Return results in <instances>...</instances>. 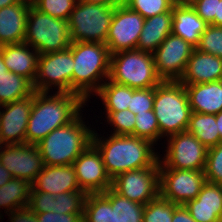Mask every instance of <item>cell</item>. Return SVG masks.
Segmentation results:
<instances>
[{
    "mask_svg": "<svg viewBox=\"0 0 222 222\" xmlns=\"http://www.w3.org/2000/svg\"><path fill=\"white\" fill-rule=\"evenodd\" d=\"M2 46H3V45H2V43L0 42V51H1V49H2Z\"/></svg>",
    "mask_w": 222,
    "mask_h": 222,
    "instance_id": "obj_53",
    "label": "cell"
},
{
    "mask_svg": "<svg viewBox=\"0 0 222 222\" xmlns=\"http://www.w3.org/2000/svg\"><path fill=\"white\" fill-rule=\"evenodd\" d=\"M172 6H184L190 3V0H167Z\"/></svg>",
    "mask_w": 222,
    "mask_h": 222,
    "instance_id": "obj_50",
    "label": "cell"
},
{
    "mask_svg": "<svg viewBox=\"0 0 222 222\" xmlns=\"http://www.w3.org/2000/svg\"><path fill=\"white\" fill-rule=\"evenodd\" d=\"M135 118L134 136L148 139L157 145L160 142V130L154 111L137 113Z\"/></svg>",
    "mask_w": 222,
    "mask_h": 222,
    "instance_id": "obj_34",
    "label": "cell"
},
{
    "mask_svg": "<svg viewBox=\"0 0 222 222\" xmlns=\"http://www.w3.org/2000/svg\"><path fill=\"white\" fill-rule=\"evenodd\" d=\"M144 20L125 4L116 6L105 43L110 54L137 49Z\"/></svg>",
    "mask_w": 222,
    "mask_h": 222,
    "instance_id": "obj_14",
    "label": "cell"
},
{
    "mask_svg": "<svg viewBox=\"0 0 222 222\" xmlns=\"http://www.w3.org/2000/svg\"><path fill=\"white\" fill-rule=\"evenodd\" d=\"M105 114L106 123L110 125L113 135H133L135 127V114L130 110H124L119 112H103ZM113 131V132H112Z\"/></svg>",
    "mask_w": 222,
    "mask_h": 222,
    "instance_id": "obj_35",
    "label": "cell"
},
{
    "mask_svg": "<svg viewBox=\"0 0 222 222\" xmlns=\"http://www.w3.org/2000/svg\"><path fill=\"white\" fill-rule=\"evenodd\" d=\"M219 80H222V58L195 48L179 82L193 85Z\"/></svg>",
    "mask_w": 222,
    "mask_h": 222,
    "instance_id": "obj_19",
    "label": "cell"
},
{
    "mask_svg": "<svg viewBox=\"0 0 222 222\" xmlns=\"http://www.w3.org/2000/svg\"><path fill=\"white\" fill-rule=\"evenodd\" d=\"M204 172L207 182L222 185V142L208 149Z\"/></svg>",
    "mask_w": 222,
    "mask_h": 222,
    "instance_id": "obj_39",
    "label": "cell"
},
{
    "mask_svg": "<svg viewBox=\"0 0 222 222\" xmlns=\"http://www.w3.org/2000/svg\"><path fill=\"white\" fill-rule=\"evenodd\" d=\"M86 195L84 191L57 194L53 201L52 212L59 214L83 213Z\"/></svg>",
    "mask_w": 222,
    "mask_h": 222,
    "instance_id": "obj_33",
    "label": "cell"
},
{
    "mask_svg": "<svg viewBox=\"0 0 222 222\" xmlns=\"http://www.w3.org/2000/svg\"><path fill=\"white\" fill-rule=\"evenodd\" d=\"M21 0H0V9L6 6L13 5L15 3H19Z\"/></svg>",
    "mask_w": 222,
    "mask_h": 222,
    "instance_id": "obj_51",
    "label": "cell"
},
{
    "mask_svg": "<svg viewBox=\"0 0 222 222\" xmlns=\"http://www.w3.org/2000/svg\"><path fill=\"white\" fill-rule=\"evenodd\" d=\"M205 182L204 171L170 169L159 161L160 196L174 204L194 200Z\"/></svg>",
    "mask_w": 222,
    "mask_h": 222,
    "instance_id": "obj_11",
    "label": "cell"
},
{
    "mask_svg": "<svg viewBox=\"0 0 222 222\" xmlns=\"http://www.w3.org/2000/svg\"><path fill=\"white\" fill-rule=\"evenodd\" d=\"M196 49L222 58V26L207 25Z\"/></svg>",
    "mask_w": 222,
    "mask_h": 222,
    "instance_id": "obj_37",
    "label": "cell"
},
{
    "mask_svg": "<svg viewBox=\"0 0 222 222\" xmlns=\"http://www.w3.org/2000/svg\"><path fill=\"white\" fill-rule=\"evenodd\" d=\"M12 177L9 171L0 163V187L6 184Z\"/></svg>",
    "mask_w": 222,
    "mask_h": 222,
    "instance_id": "obj_47",
    "label": "cell"
},
{
    "mask_svg": "<svg viewBox=\"0 0 222 222\" xmlns=\"http://www.w3.org/2000/svg\"><path fill=\"white\" fill-rule=\"evenodd\" d=\"M155 87L149 89H133L132 99L128 110L137 113L152 111L154 105Z\"/></svg>",
    "mask_w": 222,
    "mask_h": 222,
    "instance_id": "obj_40",
    "label": "cell"
},
{
    "mask_svg": "<svg viewBox=\"0 0 222 222\" xmlns=\"http://www.w3.org/2000/svg\"><path fill=\"white\" fill-rule=\"evenodd\" d=\"M184 87L192 112L218 114L222 111V80Z\"/></svg>",
    "mask_w": 222,
    "mask_h": 222,
    "instance_id": "obj_23",
    "label": "cell"
},
{
    "mask_svg": "<svg viewBox=\"0 0 222 222\" xmlns=\"http://www.w3.org/2000/svg\"><path fill=\"white\" fill-rule=\"evenodd\" d=\"M216 123L218 126V131L220 134V138L222 139V111L216 114Z\"/></svg>",
    "mask_w": 222,
    "mask_h": 222,
    "instance_id": "obj_49",
    "label": "cell"
},
{
    "mask_svg": "<svg viewBox=\"0 0 222 222\" xmlns=\"http://www.w3.org/2000/svg\"><path fill=\"white\" fill-rule=\"evenodd\" d=\"M176 206L159 195L144 206L143 222H172Z\"/></svg>",
    "mask_w": 222,
    "mask_h": 222,
    "instance_id": "obj_32",
    "label": "cell"
},
{
    "mask_svg": "<svg viewBox=\"0 0 222 222\" xmlns=\"http://www.w3.org/2000/svg\"><path fill=\"white\" fill-rule=\"evenodd\" d=\"M124 4L145 19L172 9V5L167 0H125Z\"/></svg>",
    "mask_w": 222,
    "mask_h": 222,
    "instance_id": "obj_38",
    "label": "cell"
},
{
    "mask_svg": "<svg viewBox=\"0 0 222 222\" xmlns=\"http://www.w3.org/2000/svg\"><path fill=\"white\" fill-rule=\"evenodd\" d=\"M33 95L0 106V142L2 145L26 143V130Z\"/></svg>",
    "mask_w": 222,
    "mask_h": 222,
    "instance_id": "obj_17",
    "label": "cell"
},
{
    "mask_svg": "<svg viewBox=\"0 0 222 222\" xmlns=\"http://www.w3.org/2000/svg\"><path fill=\"white\" fill-rule=\"evenodd\" d=\"M104 134L94 130L92 144L101 153L111 179L123 172L159 165L160 153L152 141L133 135Z\"/></svg>",
    "mask_w": 222,
    "mask_h": 222,
    "instance_id": "obj_1",
    "label": "cell"
},
{
    "mask_svg": "<svg viewBox=\"0 0 222 222\" xmlns=\"http://www.w3.org/2000/svg\"><path fill=\"white\" fill-rule=\"evenodd\" d=\"M10 222H39L35 212L28 207H22L6 214Z\"/></svg>",
    "mask_w": 222,
    "mask_h": 222,
    "instance_id": "obj_44",
    "label": "cell"
},
{
    "mask_svg": "<svg viewBox=\"0 0 222 222\" xmlns=\"http://www.w3.org/2000/svg\"><path fill=\"white\" fill-rule=\"evenodd\" d=\"M112 188L130 201L146 205L160 195L159 165L118 174Z\"/></svg>",
    "mask_w": 222,
    "mask_h": 222,
    "instance_id": "obj_12",
    "label": "cell"
},
{
    "mask_svg": "<svg viewBox=\"0 0 222 222\" xmlns=\"http://www.w3.org/2000/svg\"><path fill=\"white\" fill-rule=\"evenodd\" d=\"M115 7L77 0L68 18L71 42L106 43Z\"/></svg>",
    "mask_w": 222,
    "mask_h": 222,
    "instance_id": "obj_8",
    "label": "cell"
},
{
    "mask_svg": "<svg viewBox=\"0 0 222 222\" xmlns=\"http://www.w3.org/2000/svg\"><path fill=\"white\" fill-rule=\"evenodd\" d=\"M102 102L104 112L127 110L132 99V88L120 85L107 79L94 95Z\"/></svg>",
    "mask_w": 222,
    "mask_h": 222,
    "instance_id": "obj_29",
    "label": "cell"
},
{
    "mask_svg": "<svg viewBox=\"0 0 222 222\" xmlns=\"http://www.w3.org/2000/svg\"><path fill=\"white\" fill-rule=\"evenodd\" d=\"M185 207L196 222H222V185L206 181Z\"/></svg>",
    "mask_w": 222,
    "mask_h": 222,
    "instance_id": "obj_20",
    "label": "cell"
},
{
    "mask_svg": "<svg viewBox=\"0 0 222 222\" xmlns=\"http://www.w3.org/2000/svg\"><path fill=\"white\" fill-rule=\"evenodd\" d=\"M0 163L12 177L32 183L44 168L43 158L36 144L2 145Z\"/></svg>",
    "mask_w": 222,
    "mask_h": 222,
    "instance_id": "obj_15",
    "label": "cell"
},
{
    "mask_svg": "<svg viewBox=\"0 0 222 222\" xmlns=\"http://www.w3.org/2000/svg\"><path fill=\"white\" fill-rule=\"evenodd\" d=\"M153 111L158 121L160 141L186 131L192 113L187 91L179 81H162L155 87Z\"/></svg>",
    "mask_w": 222,
    "mask_h": 222,
    "instance_id": "obj_5",
    "label": "cell"
},
{
    "mask_svg": "<svg viewBox=\"0 0 222 222\" xmlns=\"http://www.w3.org/2000/svg\"><path fill=\"white\" fill-rule=\"evenodd\" d=\"M187 131L196 137L207 149L222 142L216 123V114L192 112Z\"/></svg>",
    "mask_w": 222,
    "mask_h": 222,
    "instance_id": "obj_27",
    "label": "cell"
},
{
    "mask_svg": "<svg viewBox=\"0 0 222 222\" xmlns=\"http://www.w3.org/2000/svg\"><path fill=\"white\" fill-rule=\"evenodd\" d=\"M7 66L5 65L3 61V56L0 52V74H4V72H8Z\"/></svg>",
    "mask_w": 222,
    "mask_h": 222,
    "instance_id": "obj_52",
    "label": "cell"
},
{
    "mask_svg": "<svg viewBox=\"0 0 222 222\" xmlns=\"http://www.w3.org/2000/svg\"><path fill=\"white\" fill-rule=\"evenodd\" d=\"M80 189L86 194L104 193L112 187L101 153L91 144L73 162Z\"/></svg>",
    "mask_w": 222,
    "mask_h": 222,
    "instance_id": "obj_16",
    "label": "cell"
},
{
    "mask_svg": "<svg viewBox=\"0 0 222 222\" xmlns=\"http://www.w3.org/2000/svg\"><path fill=\"white\" fill-rule=\"evenodd\" d=\"M1 54L3 61L10 72L19 74L34 83L39 53L27 43L5 44Z\"/></svg>",
    "mask_w": 222,
    "mask_h": 222,
    "instance_id": "obj_22",
    "label": "cell"
},
{
    "mask_svg": "<svg viewBox=\"0 0 222 222\" xmlns=\"http://www.w3.org/2000/svg\"><path fill=\"white\" fill-rule=\"evenodd\" d=\"M115 207V222H143V204L118 194L112 187L101 193Z\"/></svg>",
    "mask_w": 222,
    "mask_h": 222,
    "instance_id": "obj_30",
    "label": "cell"
},
{
    "mask_svg": "<svg viewBox=\"0 0 222 222\" xmlns=\"http://www.w3.org/2000/svg\"><path fill=\"white\" fill-rule=\"evenodd\" d=\"M172 222H196L190 215L185 205H177L174 213Z\"/></svg>",
    "mask_w": 222,
    "mask_h": 222,
    "instance_id": "obj_45",
    "label": "cell"
},
{
    "mask_svg": "<svg viewBox=\"0 0 222 222\" xmlns=\"http://www.w3.org/2000/svg\"><path fill=\"white\" fill-rule=\"evenodd\" d=\"M24 43L35 48L39 54L66 50L71 45L68 21L54 18L31 5Z\"/></svg>",
    "mask_w": 222,
    "mask_h": 222,
    "instance_id": "obj_7",
    "label": "cell"
},
{
    "mask_svg": "<svg viewBox=\"0 0 222 222\" xmlns=\"http://www.w3.org/2000/svg\"><path fill=\"white\" fill-rule=\"evenodd\" d=\"M31 187V191L46 192L55 196L64 192L83 191L78 184L73 165H44Z\"/></svg>",
    "mask_w": 222,
    "mask_h": 222,
    "instance_id": "obj_18",
    "label": "cell"
},
{
    "mask_svg": "<svg viewBox=\"0 0 222 222\" xmlns=\"http://www.w3.org/2000/svg\"><path fill=\"white\" fill-rule=\"evenodd\" d=\"M31 183L25 179L11 178L6 184L0 187V209L7 214L13 210L28 207ZM0 211L2 215L3 211Z\"/></svg>",
    "mask_w": 222,
    "mask_h": 222,
    "instance_id": "obj_26",
    "label": "cell"
},
{
    "mask_svg": "<svg viewBox=\"0 0 222 222\" xmlns=\"http://www.w3.org/2000/svg\"><path fill=\"white\" fill-rule=\"evenodd\" d=\"M167 142H166V141ZM164 156L159 161L167 168L204 171L208 149L190 132L183 131L165 138ZM163 156V157H161Z\"/></svg>",
    "mask_w": 222,
    "mask_h": 222,
    "instance_id": "obj_10",
    "label": "cell"
},
{
    "mask_svg": "<svg viewBox=\"0 0 222 222\" xmlns=\"http://www.w3.org/2000/svg\"><path fill=\"white\" fill-rule=\"evenodd\" d=\"M33 83L13 72L0 74V106L18 101L34 94Z\"/></svg>",
    "mask_w": 222,
    "mask_h": 222,
    "instance_id": "obj_28",
    "label": "cell"
},
{
    "mask_svg": "<svg viewBox=\"0 0 222 222\" xmlns=\"http://www.w3.org/2000/svg\"><path fill=\"white\" fill-rule=\"evenodd\" d=\"M73 54L72 93L87 103L109 78L110 57L106 44L98 42H71Z\"/></svg>",
    "mask_w": 222,
    "mask_h": 222,
    "instance_id": "obj_3",
    "label": "cell"
},
{
    "mask_svg": "<svg viewBox=\"0 0 222 222\" xmlns=\"http://www.w3.org/2000/svg\"><path fill=\"white\" fill-rule=\"evenodd\" d=\"M195 48L174 34H169L152 53L156 72L162 81H179Z\"/></svg>",
    "mask_w": 222,
    "mask_h": 222,
    "instance_id": "obj_13",
    "label": "cell"
},
{
    "mask_svg": "<svg viewBox=\"0 0 222 222\" xmlns=\"http://www.w3.org/2000/svg\"><path fill=\"white\" fill-rule=\"evenodd\" d=\"M56 196L46 192L31 191L28 208L35 213L52 212L53 201Z\"/></svg>",
    "mask_w": 222,
    "mask_h": 222,
    "instance_id": "obj_41",
    "label": "cell"
},
{
    "mask_svg": "<svg viewBox=\"0 0 222 222\" xmlns=\"http://www.w3.org/2000/svg\"><path fill=\"white\" fill-rule=\"evenodd\" d=\"M83 222H115V207L101 194H87Z\"/></svg>",
    "mask_w": 222,
    "mask_h": 222,
    "instance_id": "obj_31",
    "label": "cell"
},
{
    "mask_svg": "<svg viewBox=\"0 0 222 222\" xmlns=\"http://www.w3.org/2000/svg\"><path fill=\"white\" fill-rule=\"evenodd\" d=\"M108 79L133 89H149L162 82L156 72L153 54L138 49L111 54Z\"/></svg>",
    "mask_w": 222,
    "mask_h": 222,
    "instance_id": "obj_6",
    "label": "cell"
},
{
    "mask_svg": "<svg viewBox=\"0 0 222 222\" xmlns=\"http://www.w3.org/2000/svg\"><path fill=\"white\" fill-rule=\"evenodd\" d=\"M172 9L169 12L146 18L137 44V49L153 53L172 33Z\"/></svg>",
    "mask_w": 222,
    "mask_h": 222,
    "instance_id": "obj_25",
    "label": "cell"
},
{
    "mask_svg": "<svg viewBox=\"0 0 222 222\" xmlns=\"http://www.w3.org/2000/svg\"><path fill=\"white\" fill-rule=\"evenodd\" d=\"M172 14V34L181 37L196 48L208 24L198 16L190 4L172 6Z\"/></svg>",
    "mask_w": 222,
    "mask_h": 222,
    "instance_id": "obj_24",
    "label": "cell"
},
{
    "mask_svg": "<svg viewBox=\"0 0 222 222\" xmlns=\"http://www.w3.org/2000/svg\"><path fill=\"white\" fill-rule=\"evenodd\" d=\"M37 92L33 94L26 130V143L37 144L50 132L73 121L87 102L69 92Z\"/></svg>",
    "mask_w": 222,
    "mask_h": 222,
    "instance_id": "obj_2",
    "label": "cell"
},
{
    "mask_svg": "<svg viewBox=\"0 0 222 222\" xmlns=\"http://www.w3.org/2000/svg\"><path fill=\"white\" fill-rule=\"evenodd\" d=\"M81 112L73 121L50 132L36 145L44 165H73L76 158L91 144L94 128L86 125Z\"/></svg>",
    "mask_w": 222,
    "mask_h": 222,
    "instance_id": "obj_4",
    "label": "cell"
},
{
    "mask_svg": "<svg viewBox=\"0 0 222 222\" xmlns=\"http://www.w3.org/2000/svg\"><path fill=\"white\" fill-rule=\"evenodd\" d=\"M77 0H32V5L39 11L54 18L67 21Z\"/></svg>",
    "mask_w": 222,
    "mask_h": 222,
    "instance_id": "obj_36",
    "label": "cell"
},
{
    "mask_svg": "<svg viewBox=\"0 0 222 222\" xmlns=\"http://www.w3.org/2000/svg\"><path fill=\"white\" fill-rule=\"evenodd\" d=\"M220 0H190L191 7L208 25L214 22Z\"/></svg>",
    "mask_w": 222,
    "mask_h": 222,
    "instance_id": "obj_42",
    "label": "cell"
},
{
    "mask_svg": "<svg viewBox=\"0 0 222 222\" xmlns=\"http://www.w3.org/2000/svg\"><path fill=\"white\" fill-rule=\"evenodd\" d=\"M73 68L74 60L70 48L39 54L37 74L33 83L34 90L54 92V89L55 92L72 93Z\"/></svg>",
    "mask_w": 222,
    "mask_h": 222,
    "instance_id": "obj_9",
    "label": "cell"
},
{
    "mask_svg": "<svg viewBox=\"0 0 222 222\" xmlns=\"http://www.w3.org/2000/svg\"><path fill=\"white\" fill-rule=\"evenodd\" d=\"M31 1L21 0L0 9V42L19 44L24 42L26 23Z\"/></svg>",
    "mask_w": 222,
    "mask_h": 222,
    "instance_id": "obj_21",
    "label": "cell"
},
{
    "mask_svg": "<svg viewBox=\"0 0 222 222\" xmlns=\"http://www.w3.org/2000/svg\"><path fill=\"white\" fill-rule=\"evenodd\" d=\"M213 26H222V0L218 1L217 14H215Z\"/></svg>",
    "mask_w": 222,
    "mask_h": 222,
    "instance_id": "obj_48",
    "label": "cell"
},
{
    "mask_svg": "<svg viewBox=\"0 0 222 222\" xmlns=\"http://www.w3.org/2000/svg\"><path fill=\"white\" fill-rule=\"evenodd\" d=\"M87 3L106 4L108 6H120L123 5L125 0H81Z\"/></svg>",
    "mask_w": 222,
    "mask_h": 222,
    "instance_id": "obj_46",
    "label": "cell"
},
{
    "mask_svg": "<svg viewBox=\"0 0 222 222\" xmlns=\"http://www.w3.org/2000/svg\"><path fill=\"white\" fill-rule=\"evenodd\" d=\"M35 214L39 222H83V213L44 212Z\"/></svg>",
    "mask_w": 222,
    "mask_h": 222,
    "instance_id": "obj_43",
    "label": "cell"
}]
</instances>
